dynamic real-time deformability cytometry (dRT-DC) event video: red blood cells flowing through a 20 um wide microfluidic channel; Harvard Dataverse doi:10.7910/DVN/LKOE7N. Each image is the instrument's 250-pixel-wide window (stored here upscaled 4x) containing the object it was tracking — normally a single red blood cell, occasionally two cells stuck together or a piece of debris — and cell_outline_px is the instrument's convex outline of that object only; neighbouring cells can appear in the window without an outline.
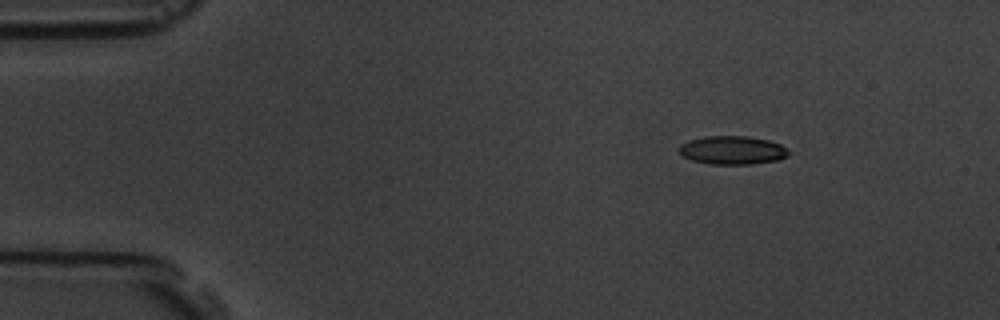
{"species": "common noctule bat (a hibernating species)", "species_latin": "Nyctalus noctula", "temperature_condition": "room temperature", "stored_images_in_passage": 51, "camera_frame_rate_fps": 3000, "um_per_image_px": 0.085, "animal": {"sex": "male", "body_mass_g": 19.5, "forearm_length_mm": 54.6}, "frame": {"image": 1, "passage_image": 1, "time_ms": 0.0, "image_size_px": [1000, 320], "cell_outline_px": [[792, 152], [788, 156], [776, 160], [752, 164], [708, 164], [692, 160], [684, 156], [676, 148], [680, 144], [688, 140], [704, 136], [748, 136], [768, 140], [780, 144]], "centroid_in_image_um": [62.24, 12.76], "position_along_channel_um": 22.8, "area_um2": 18.32}}
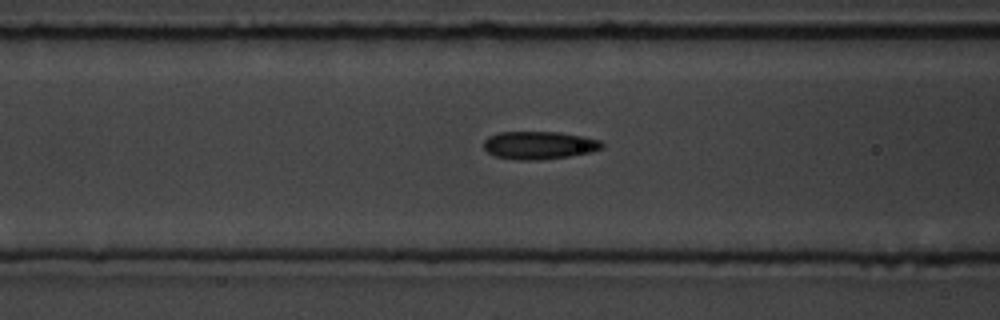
{"frame": {"image": 2, "passage_image": 16, "time_ms": 5.0, "image_size_px": [1000, 320], "cell_outline_px": [[604, 148], [588, 152], [568, 156], [540, 160], [520, 160], [496, 156], [488, 152], [484, 148], [484, 140], [488, 136], [500, 132], [560, 132], [584, 136], [600, 140], [604, 144]], "centroid_in_image_um": [45.84, 12.33], "position_along_channel_um": 120.8, "area_um2": 19.19}}
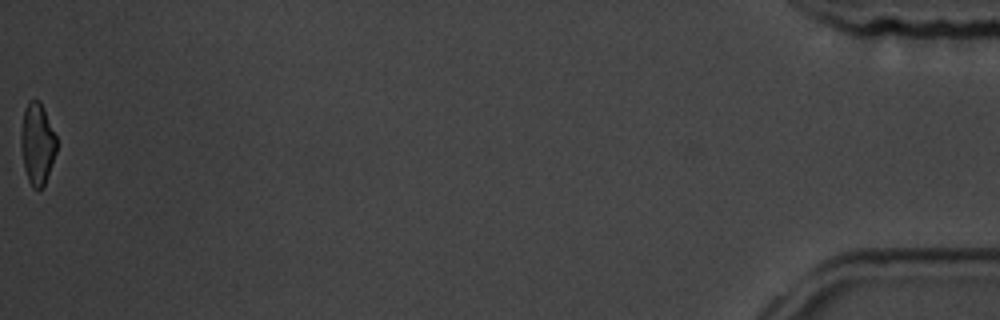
{"frame": {"image": 3, "passage_image": 51, "time_ms": 16.667, "image_size_px": [1000, 320], "cell_outline_px": [[56, 152], [44, 184], [40, 188], [32, 188], [28, 180], [24, 168], [20, 144], [20, 132], [24, 108], [28, 100], [40, 100], [44, 108], [56, 136]], "centroid_in_image_um": [3.14, 12.17], "position_along_channel_um": 432.1, "area_um2": 16.94}, "authors_computed_cell_mechanics": {"area_um2": 18.6694, "velocity_mm_per_s": 3.5483, "shape_relaxation_time_tau1_ms": 3.9847, "shape_relaxation_time_tau2_ms": 2.7051, "deformation_change_tau1": 0.1389, "deformation_change_tau2": 0.0992}}